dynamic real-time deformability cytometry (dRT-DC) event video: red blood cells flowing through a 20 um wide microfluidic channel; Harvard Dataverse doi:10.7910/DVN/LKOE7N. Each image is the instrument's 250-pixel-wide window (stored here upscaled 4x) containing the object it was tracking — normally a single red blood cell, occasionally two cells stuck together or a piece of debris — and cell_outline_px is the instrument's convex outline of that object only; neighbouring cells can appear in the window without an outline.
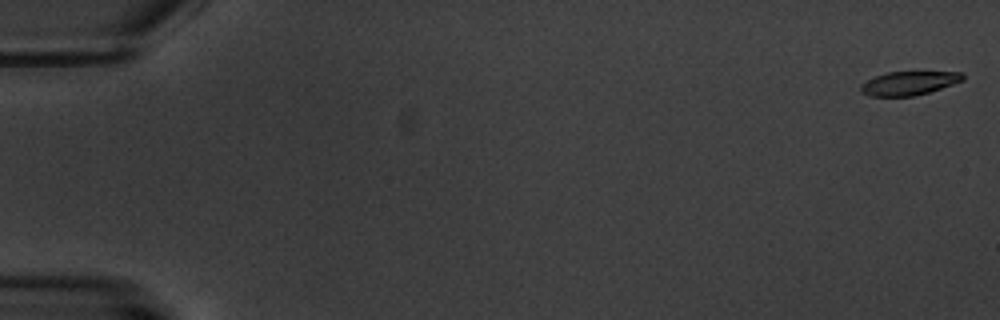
{"species": "common noctule bat (a hibernating species)", "species_latin": "Nyctalus noctula", "temperature_condition": "warm", "stored_images_in_passage": 6, "camera_frame_rate_fps": 3000, "um_per_image_px": 0.085, "animal": {"sex": "male", "body_mass_g": 20.1, "forearm_length_mm": 53.5}, "frame": {"image": 1, "passage_image": 1, "time_ms": 0.0, "image_size_px": [1000, 320], "cell_outline_px": [[964, 80], [928, 92], [912, 96], [868, 96], [860, 88], [860, 84], [876, 76], [888, 72], [964, 72]], "centroid_in_image_um": [77.27, 7.06], "position_along_channel_um": 7.7, "area_um2": 13.87}}
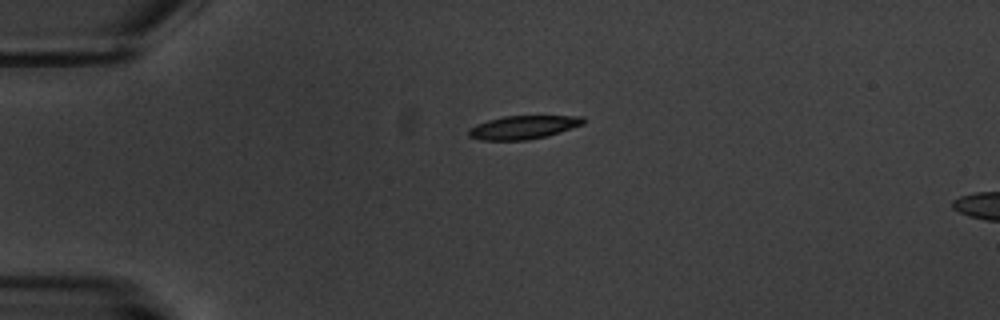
{"frame": {"image": 2, "passage_image": 5, "time_ms": 4.667, "image_size_px": [1000, 320], "cell_outline_px": [[584, 124], [548, 136], [528, 140], [480, 140], [468, 136], [468, 128], [476, 124], [488, 120], [504, 116], [584, 116]], "centroid_in_image_um": [44.46, 10.82], "position_along_channel_um": 40.5, "area_um2": 15.72}}